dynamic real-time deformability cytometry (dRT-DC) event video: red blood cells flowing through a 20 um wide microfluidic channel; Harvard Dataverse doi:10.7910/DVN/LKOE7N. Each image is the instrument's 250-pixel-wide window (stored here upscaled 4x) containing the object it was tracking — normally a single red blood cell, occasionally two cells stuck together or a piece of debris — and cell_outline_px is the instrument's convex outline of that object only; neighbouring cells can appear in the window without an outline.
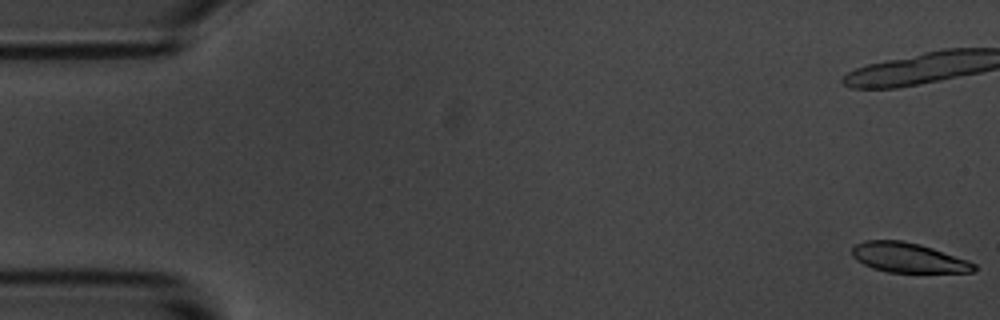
{"species": "common noctule bat (a hibernating species)", "species_latin": "Nyctalus noctula", "temperature_condition": "room temperature", "stored_images_in_passage": 20, "camera_frame_rate_fps": 3000, "um_per_image_px": 0.085, "animal": {"sex": "male", "body_mass_g": 20.1, "forearm_length_mm": 53.5}, "frame": {"image": 1, "passage_image": 1, "time_ms": 0.0, "image_size_px": [1000, 320], "cell_outline_px": [[976, 268], [972, 272], [888, 272], [872, 268], [856, 260], [852, 256], [852, 248], [856, 244], [864, 240], [900, 240], [920, 244], [968, 260], [976, 264]], "centroid_in_image_um": [77.18, 21.9], "position_along_channel_um": 7.8, "area_um2": 21.04}}